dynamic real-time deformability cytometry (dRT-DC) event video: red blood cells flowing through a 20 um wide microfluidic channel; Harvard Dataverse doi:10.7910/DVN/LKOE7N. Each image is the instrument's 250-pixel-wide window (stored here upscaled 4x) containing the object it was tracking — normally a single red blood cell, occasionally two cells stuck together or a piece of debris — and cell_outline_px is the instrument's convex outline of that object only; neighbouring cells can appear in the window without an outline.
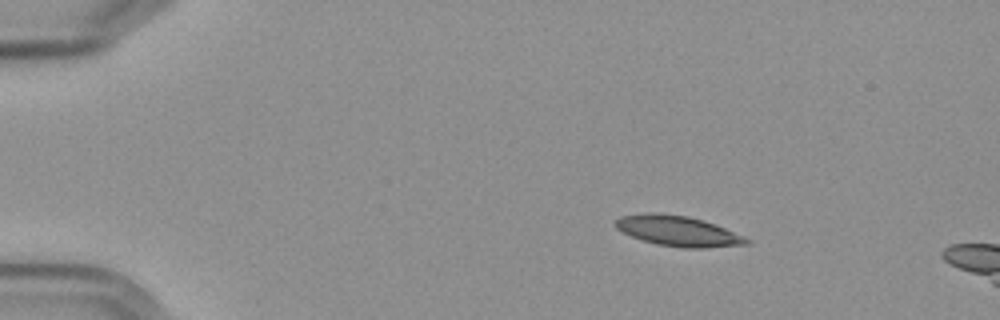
{"species": "Egyptian fruit bat (a non-hibernating species)", "species_latin": "Rousettus aegyptiacus", "temperature_condition": "cold", "stored_images_in_passage": 49, "camera_frame_rate_fps": 3000, "um_per_image_px": 0.085, "frame": {"image": 1, "passage_image": 1, "time_ms": 0.0, "image_size_px": [1000, 320], "cell_outline_px": [[752, 244], [704, 248], [684, 248], [656, 244], [632, 236], [616, 228], [616, 220], [620, 216], [644, 212], [656, 212], [688, 216], [704, 220], [716, 224], [744, 236], [752, 240]], "centroid_in_image_um": [57.68, 19.63], "position_along_channel_um": 27.3, "area_um2": 23.35}}
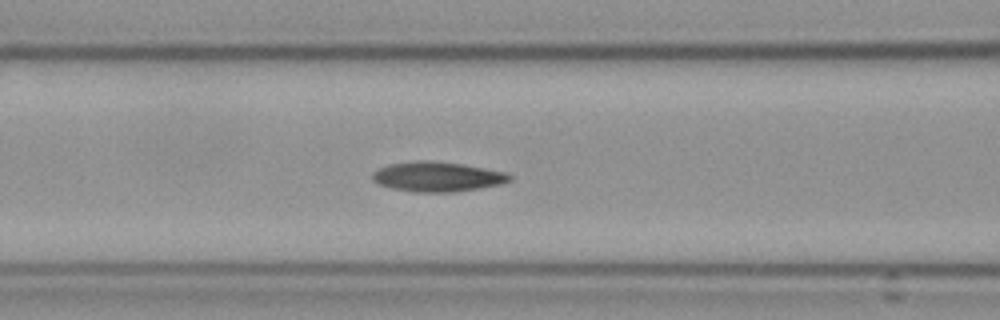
{"frame": {"image": 2, "passage_image": 16, "time_ms": 5.0, "image_size_px": [1000, 320], "cell_outline_px": [[512, 180], [500, 184], [480, 188], [452, 192], [416, 192], [392, 188], [380, 184], [372, 180], [372, 172], [388, 164], [416, 160], [432, 160], [460, 164], [484, 168], [504, 172], [512, 176]], "centroid_in_image_um": [37.15, 15.01], "position_along_channel_um": 129.4, "area_um2": 23.76}}
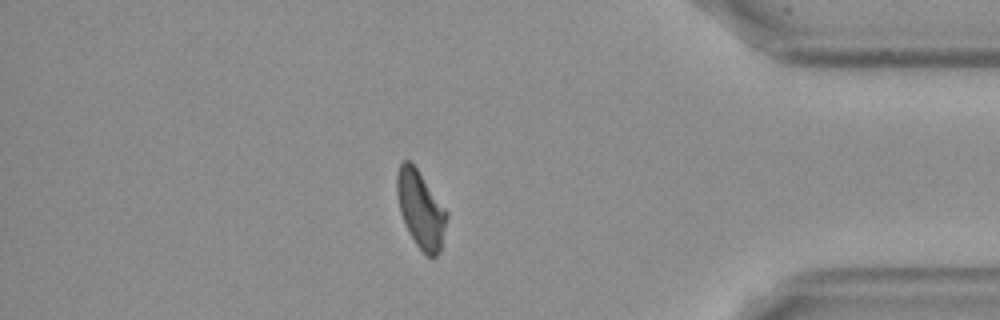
{"frame": {"image": 3, "passage_image": 41, "time_ms": 13.333, "image_size_px": [1000, 320], "cell_outline_px": [[448, 216], [440, 248], [436, 256], [432, 260], [416, 244], [400, 212], [396, 192], [396, 176], [400, 164], [404, 160], [408, 160], [416, 168], [448, 212]], "centroid_in_image_um": [35.75, 17.79], "position_along_channel_um": 399.4, "area_um2": 21.85}}